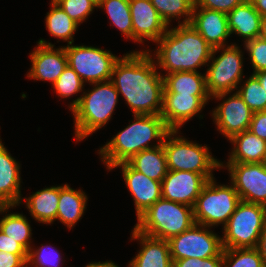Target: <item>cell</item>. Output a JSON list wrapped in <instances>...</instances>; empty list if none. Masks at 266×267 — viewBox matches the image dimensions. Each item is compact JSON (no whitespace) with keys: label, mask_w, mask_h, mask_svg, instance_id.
Listing matches in <instances>:
<instances>
[{"label":"cell","mask_w":266,"mask_h":267,"mask_svg":"<svg viewBox=\"0 0 266 267\" xmlns=\"http://www.w3.org/2000/svg\"><path fill=\"white\" fill-rule=\"evenodd\" d=\"M93 84V90L84 92L69 106L74 115L76 141L106 125L118 102L119 93L110 80Z\"/></svg>","instance_id":"4"},{"label":"cell","mask_w":266,"mask_h":267,"mask_svg":"<svg viewBox=\"0 0 266 267\" xmlns=\"http://www.w3.org/2000/svg\"><path fill=\"white\" fill-rule=\"evenodd\" d=\"M60 253L51 246H41L36 251L32 248L28 251L27 266L33 267H59L62 261Z\"/></svg>","instance_id":"36"},{"label":"cell","mask_w":266,"mask_h":267,"mask_svg":"<svg viewBox=\"0 0 266 267\" xmlns=\"http://www.w3.org/2000/svg\"><path fill=\"white\" fill-rule=\"evenodd\" d=\"M214 178L207 181L193 207L196 224L212 227L228 222L241 199L233 184L216 185Z\"/></svg>","instance_id":"7"},{"label":"cell","mask_w":266,"mask_h":267,"mask_svg":"<svg viewBox=\"0 0 266 267\" xmlns=\"http://www.w3.org/2000/svg\"><path fill=\"white\" fill-rule=\"evenodd\" d=\"M163 93H179L185 95H209L205 74L192 71H179L163 75Z\"/></svg>","instance_id":"27"},{"label":"cell","mask_w":266,"mask_h":267,"mask_svg":"<svg viewBox=\"0 0 266 267\" xmlns=\"http://www.w3.org/2000/svg\"><path fill=\"white\" fill-rule=\"evenodd\" d=\"M29 55L32 67L27 77L35 80L50 81L52 85L68 65L65 48L55 49L53 44L47 43L43 39L38 41V46Z\"/></svg>","instance_id":"16"},{"label":"cell","mask_w":266,"mask_h":267,"mask_svg":"<svg viewBox=\"0 0 266 267\" xmlns=\"http://www.w3.org/2000/svg\"><path fill=\"white\" fill-rule=\"evenodd\" d=\"M208 229L195 223L190 229L170 238L168 243L172 260L223 256L222 238Z\"/></svg>","instance_id":"11"},{"label":"cell","mask_w":266,"mask_h":267,"mask_svg":"<svg viewBox=\"0 0 266 267\" xmlns=\"http://www.w3.org/2000/svg\"><path fill=\"white\" fill-rule=\"evenodd\" d=\"M98 8L106 9L110 20L129 39H133V25L129 0H98Z\"/></svg>","instance_id":"29"},{"label":"cell","mask_w":266,"mask_h":267,"mask_svg":"<svg viewBox=\"0 0 266 267\" xmlns=\"http://www.w3.org/2000/svg\"><path fill=\"white\" fill-rule=\"evenodd\" d=\"M60 186H51L35 192L25 199L31 216L38 222L51 224L56 220Z\"/></svg>","instance_id":"24"},{"label":"cell","mask_w":266,"mask_h":267,"mask_svg":"<svg viewBox=\"0 0 266 267\" xmlns=\"http://www.w3.org/2000/svg\"><path fill=\"white\" fill-rule=\"evenodd\" d=\"M134 42L149 39L155 43L167 32L168 25L160 17L151 0H129Z\"/></svg>","instance_id":"17"},{"label":"cell","mask_w":266,"mask_h":267,"mask_svg":"<svg viewBox=\"0 0 266 267\" xmlns=\"http://www.w3.org/2000/svg\"><path fill=\"white\" fill-rule=\"evenodd\" d=\"M127 163L136 171L159 182H162L168 171L163 144L137 153Z\"/></svg>","instance_id":"26"},{"label":"cell","mask_w":266,"mask_h":267,"mask_svg":"<svg viewBox=\"0 0 266 267\" xmlns=\"http://www.w3.org/2000/svg\"><path fill=\"white\" fill-rule=\"evenodd\" d=\"M237 93L253 113L266 111V92L254 74L246 80Z\"/></svg>","instance_id":"33"},{"label":"cell","mask_w":266,"mask_h":267,"mask_svg":"<svg viewBox=\"0 0 266 267\" xmlns=\"http://www.w3.org/2000/svg\"><path fill=\"white\" fill-rule=\"evenodd\" d=\"M65 48L68 65L79 75L83 82H105L111 79L115 62L120 58L109 50L92 46L70 44Z\"/></svg>","instance_id":"10"},{"label":"cell","mask_w":266,"mask_h":267,"mask_svg":"<svg viewBox=\"0 0 266 267\" xmlns=\"http://www.w3.org/2000/svg\"><path fill=\"white\" fill-rule=\"evenodd\" d=\"M222 267H264V264L256 248H224Z\"/></svg>","instance_id":"32"},{"label":"cell","mask_w":266,"mask_h":267,"mask_svg":"<svg viewBox=\"0 0 266 267\" xmlns=\"http://www.w3.org/2000/svg\"><path fill=\"white\" fill-rule=\"evenodd\" d=\"M52 86L60 98H69L73 94L82 91L84 82L79 75L67 65Z\"/></svg>","instance_id":"34"},{"label":"cell","mask_w":266,"mask_h":267,"mask_svg":"<svg viewBox=\"0 0 266 267\" xmlns=\"http://www.w3.org/2000/svg\"><path fill=\"white\" fill-rule=\"evenodd\" d=\"M249 131L266 141V111L253 113Z\"/></svg>","instance_id":"40"},{"label":"cell","mask_w":266,"mask_h":267,"mask_svg":"<svg viewBox=\"0 0 266 267\" xmlns=\"http://www.w3.org/2000/svg\"><path fill=\"white\" fill-rule=\"evenodd\" d=\"M87 200L83 191L74 190L68 184L60 186L56 219L71 229L84 214Z\"/></svg>","instance_id":"25"},{"label":"cell","mask_w":266,"mask_h":267,"mask_svg":"<svg viewBox=\"0 0 266 267\" xmlns=\"http://www.w3.org/2000/svg\"><path fill=\"white\" fill-rule=\"evenodd\" d=\"M137 221L134 227L138 231L167 241L195 224L193 207L164 198L157 200Z\"/></svg>","instance_id":"5"},{"label":"cell","mask_w":266,"mask_h":267,"mask_svg":"<svg viewBox=\"0 0 266 267\" xmlns=\"http://www.w3.org/2000/svg\"><path fill=\"white\" fill-rule=\"evenodd\" d=\"M95 267H119L112 261H105V262H93L92 263Z\"/></svg>","instance_id":"47"},{"label":"cell","mask_w":266,"mask_h":267,"mask_svg":"<svg viewBox=\"0 0 266 267\" xmlns=\"http://www.w3.org/2000/svg\"><path fill=\"white\" fill-rule=\"evenodd\" d=\"M51 6L45 19L47 31L52 36L67 41L68 45L72 44L74 32L79 24L71 19L55 1L51 0Z\"/></svg>","instance_id":"28"},{"label":"cell","mask_w":266,"mask_h":267,"mask_svg":"<svg viewBox=\"0 0 266 267\" xmlns=\"http://www.w3.org/2000/svg\"><path fill=\"white\" fill-rule=\"evenodd\" d=\"M265 221L266 206L241 201L223 227V248H256Z\"/></svg>","instance_id":"8"},{"label":"cell","mask_w":266,"mask_h":267,"mask_svg":"<svg viewBox=\"0 0 266 267\" xmlns=\"http://www.w3.org/2000/svg\"><path fill=\"white\" fill-rule=\"evenodd\" d=\"M150 51H133L119 58L110 81L122 94L134 115H160L164 80ZM116 78H115V77Z\"/></svg>","instance_id":"1"},{"label":"cell","mask_w":266,"mask_h":267,"mask_svg":"<svg viewBox=\"0 0 266 267\" xmlns=\"http://www.w3.org/2000/svg\"><path fill=\"white\" fill-rule=\"evenodd\" d=\"M213 174L168 170L161 182L162 198L194 207L202 188Z\"/></svg>","instance_id":"13"},{"label":"cell","mask_w":266,"mask_h":267,"mask_svg":"<svg viewBox=\"0 0 266 267\" xmlns=\"http://www.w3.org/2000/svg\"><path fill=\"white\" fill-rule=\"evenodd\" d=\"M254 75L258 78L259 82L266 92V70L257 72Z\"/></svg>","instance_id":"46"},{"label":"cell","mask_w":266,"mask_h":267,"mask_svg":"<svg viewBox=\"0 0 266 267\" xmlns=\"http://www.w3.org/2000/svg\"><path fill=\"white\" fill-rule=\"evenodd\" d=\"M223 256H214L207 259L183 258L173 260V267H222Z\"/></svg>","instance_id":"39"},{"label":"cell","mask_w":266,"mask_h":267,"mask_svg":"<svg viewBox=\"0 0 266 267\" xmlns=\"http://www.w3.org/2000/svg\"><path fill=\"white\" fill-rule=\"evenodd\" d=\"M28 254H12L0 251V267H25Z\"/></svg>","instance_id":"41"},{"label":"cell","mask_w":266,"mask_h":267,"mask_svg":"<svg viewBox=\"0 0 266 267\" xmlns=\"http://www.w3.org/2000/svg\"><path fill=\"white\" fill-rule=\"evenodd\" d=\"M256 249L260 253L261 258L263 259L264 267H266V221L261 230L260 238L258 239Z\"/></svg>","instance_id":"43"},{"label":"cell","mask_w":266,"mask_h":267,"mask_svg":"<svg viewBox=\"0 0 266 267\" xmlns=\"http://www.w3.org/2000/svg\"><path fill=\"white\" fill-rule=\"evenodd\" d=\"M221 49L223 53L214 58L216 52ZM242 56V51L237 44L213 49L210 58L212 63L205 74L207 91L211 97L218 100L225 99L227 94L238 88L237 85L243 78Z\"/></svg>","instance_id":"9"},{"label":"cell","mask_w":266,"mask_h":267,"mask_svg":"<svg viewBox=\"0 0 266 267\" xmlns=\"http://www.w3.org/2000/svg\"><path fill=\"white\" fill-rule=\"evenodd\" d=\"M117 167H121L126 186L134 198L138 219L157 200L162 198L161 182L136 171L127 162L114 165L112 169Z\"/></svg>","instance_id":"18"},{"label":"cell","mask_w":266,"mask_h":267,"mask_svg":"<svg viewBox=\"0 0 266 267\" xmlns=\"http://www.w3.org/2000/svg\"><path fill=\"white\" fill-rule=\"evenodd\" d=\"M230 34L235 33L244 43L259 36L261 15L250 0L244 1L227 14Z\"/></svg>","instance_id":"22"},{"label":"cell","mask_w":266,"mask_h":267,"mask_svg":"<svg viewBox=\"0 0 266 267\" xmlns=\"http://www.w3.org/2000/svg\"><path fill=\"white\" fill-rule=\"evenodd\" d=\"M0 230L12 240L19 242L27 251L30 250L31 226L23 214L11 213L0 220Z\"/></svg>","instance_id":"30"},{"label":"cell","mask_w":266,"mask_h":267,"mask_svg":"<svg viewBox=\"0 0 266 267\" xmlns=\"http://www.w3.org/2000/svg\"><path fill=\"white\" fill-rule=\"evenodd\" d=\"M231 183L241 201L266 206V165L227 163Z\"/></svg>","instance_id":"12"},{"label":"cell","mask_w":266,"mask_h":267,"mask_svg":"<svg viewBox=\"0 0 266 267\" xmlns=\"http://www.w3.org/2000/svg\"><path fill=\"white\" fill-rule=\"evenodd\" d=\"M234 148L227 163H263L266 141L246 130L230 139ZM236 145V146H235Z\"/></svg>","instance_id":"23"},{"label":"cell","mask_w":266,"mask_h":267,"mask_svg":"<svg viewBox=\"0 0 266 267\" xmlns=\"http://www.w3.org/2000/svg\"><path fill=\"white\" fill-rule=\"evenodd\" d=\"M261 39L266 40V16H261L260 20V33L259 36Z\"/></svg>","instance_id":"45"},{"label":"cell","mask_w":266,"mask_h":267,"mask_svg":"<svg viewBox=\"0 0 266 267\" xmlns=\"http://www.w3.org/2000/svg\"><path fill=\"white\" fill-rule=\"evenodd\" d=\"M190 24L213 49L224 47L226 39L231 35L228 17L224 12L194 5Z\"/></svg>","instance_id":"19"},{"label":"cell","mask_w":266,"mask_h":267,"mask_svg":"<svg viewBox=\"0 0 266 267\" xmlns=\"http://www.w3.org/2000/svg\"><path fill=\"white\" fill-rule=\"evenodd\" d=\"M252 62L253 74L266 70V40L257 37L244 43Z\"/></svg>","instance_id":"37"},{"label":"cell","mask_w":266,"mask_h":267,"mask_svg":"<svg viewBox=\"0 0 266 267\" xmlns=\"http://www.w3.org/2000/svg\"><path fill=\"white\" fill-rule=\"evenodd\" d=\"M244 1L246 0H194V5L196 7L220 11L228 14Z\"/></svg>","instance_id":"38"},{"label":"cell","mask_w":266,"mask_h":267,"mask_svg":"<svg viewBox=\"0 0 266 267\" xmlns=\"http://www.w3.org/2000/svg\"><path fill=\"white\" fill-rule=\"evenodd\" d=\"M85 267H95V266L91 262V263L87 264Z\"/></svg>","instance_id":"48"},{"label":"cell","mask_w":266,"mask_h":267,"mask_svg":"<svg viewBox=\"0 0 266 267\" xmlns=\"http://www.w3.org/2000/svg\"><path fill=\"white\" fill-rule=\"evenodd\" d=\"M156 65L166 74L179 71L198 72L196 69L210 62L213 48L189 24H181L167 32L156 42ZM158 63V64H157Z\"/></svg>","instance_id":"2"},{"label":"cell","mask_w":266,"mask_h":267,"mask_svg":"<svg viewBox=\"0 0 266 267\" xmlns=\"http://www.w3.org/2000/svg\"><path fill=\"white\" fill-rule=\"evenodd\" d=\"M210 97V95L163 93L160 116L170 130L179 131L184 123L202 111Z\"/></svg>","instance_id":"15"},{"label":"cell","mask_w":266,"mask_h":267,"mask_svg":"<svg viewBox=\"0 0 266 267\" xmlns=\"http://www.w3.org/2000/svg\"><path fill=\"white\" fill-rule=\"evenodd\" d=\"M177 134L178 131L171 130L163 142L168 170L212 174V170L224 166L212 156L207 145L175 137Z\"/></svg>","instance_id":"6"},{"label":"cell","mask_w":266,"mask_h":267,"mask_svg":"<svg viewBox=\"0 0 266 267\" xmlns=\"http://www.w3.org/2000/svg\"><path fill=\"white\" fill-rule=\"evenodd\" d=\"M253 112L241 96L233 93L223 100L212 113L218 131L230 140L233 136L249 130Z\"/></svg>","instance_id":"14"},{"label":"cell","mask_w":266,"mask_h":267,"mask_svg":"<svg viewBox=\"0 0 266 267\" xmlns=\"http://www.w3.org/2000/svg\"><path fill=\"white\" fill-rule=\"evenodd\" d=\"M134 122L120 131L106 145L100 148L99 155L108 170L114 165L127 162L137 153L163 144L171 131L160 115H134ZM158 139V144L149 145Z\"/></svg>","instance_id":"3"},{"label":"cell","mask_w":266,"mask_h":267,"mask_svg":"<svg viewBox=\"0 0 266 267\" xmlns=\"http://www.w3.org/2000/svg\"><path fill=\"white\" fill-rule=\"evenodd\" d=\"M151 3L167 25L173 18L178 20L181 16L186 17L181 24L191 21L194 0H151Z\"/></svg>","instance_id":"31"},{"label":"cell","mask_w":266,"mask_h":267,"mask_svg":"<svg viewBox=\"0 0 266 267\" xmlns=\"http://www.w3.org/2000/svg\"><path fill=\"white\" fill-rule=\"evenodd\" d=\"M76 23L81 24L97 8V0H53Z\"/></svg>","instance_id":"35"},{"label":"cell","mask_w":266,"mask_h":267,"mask_svg":"<svg viewBox=\"0 0 266 267\" xmlns=\"http://www.w3.org/2000/svg\"><path fill=\"white\" fill-rule=\"evenodd\" d=\"M261 16H266V0H250Z\"/></svg>","instance_id":"44"},{"label":"cell","mask_w":266,"mask_h":267,"mask_svg":"<svg viewBox=\"0 0 266 267\" xmlns=\"http://www.w3.org/2000/svg\"><path fill=\"white\" fill-rule=\"evenodd\" d=\"M19 165L0 141V213L22 203Z\"/></svg>","instance_id":"20"},{"label":"cell","mask_w":266,"mask_h":267,"mask_svg":"<svg viewBox=\"0 0 266 267\" xmlns=\"http://www.w3.org/2000/svg\"><path fill=\"white\" fill-rule=\"evenodd\" d=\"M140 240L141 250L129 263V267H173L167 240L141 233L135 227L132 240Z\"/></svg>","instance_id":"21"},{"label":"cell","mask_w":266,"mask_h":267,"mask_svg":"<svg viewBox=\"0 0 266 267\" xmlns=\"http://www.w3.org/2000/svg\"><path fill=\"white\" fill-rule=\"evenodd\" d=\"M0 251L12 254H28V251L16 240H12L8 235L0 230Z\"/></svg>","instance_id":"42"}]
</instances>
